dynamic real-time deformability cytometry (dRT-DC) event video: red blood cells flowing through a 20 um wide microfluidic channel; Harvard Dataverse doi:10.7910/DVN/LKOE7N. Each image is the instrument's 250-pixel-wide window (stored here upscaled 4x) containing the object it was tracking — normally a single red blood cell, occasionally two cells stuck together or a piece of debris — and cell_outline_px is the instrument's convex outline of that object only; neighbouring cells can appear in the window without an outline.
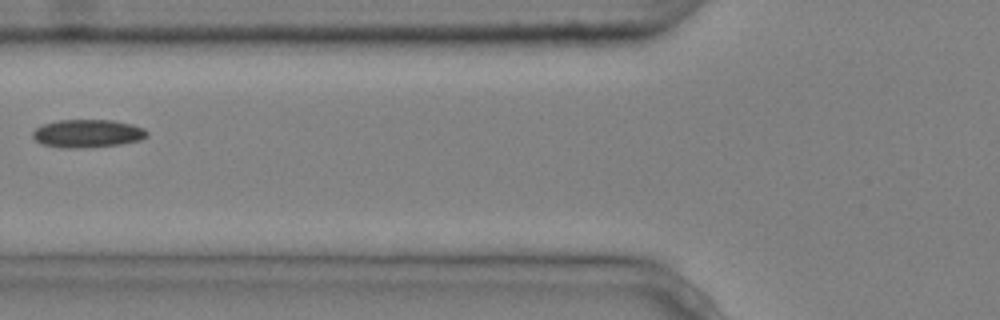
{"species": "common noctule bat (a hibernating species)", "species_latin": "Nyctalus noctula", "temperature_condition": "cold", "stored_images_in_passage": 6, "camera_frame_rate_fps": 3000, "um_per_image_px": 0.085, "animal": {"sex": "male", "body_mass_g": 20.4}, "frame": {"image": 1, "passage_image": 5, "time_ms": 1.333, "image_size_px": [1000, 320], "cell_outline_px": [[148, 136], [140, 140], [120, 144], [88, 148], [60, 148], [40, 144], [32, 136], [32, 132], [36, 128], [44, 124], [60, 120], [112, 120], [132, 124], [144, 128], [148, 132]], "centroid_in_image_um": [7.44, 11.36], "position_along_channel_um": 118.4, "area_um2": 18.84}}